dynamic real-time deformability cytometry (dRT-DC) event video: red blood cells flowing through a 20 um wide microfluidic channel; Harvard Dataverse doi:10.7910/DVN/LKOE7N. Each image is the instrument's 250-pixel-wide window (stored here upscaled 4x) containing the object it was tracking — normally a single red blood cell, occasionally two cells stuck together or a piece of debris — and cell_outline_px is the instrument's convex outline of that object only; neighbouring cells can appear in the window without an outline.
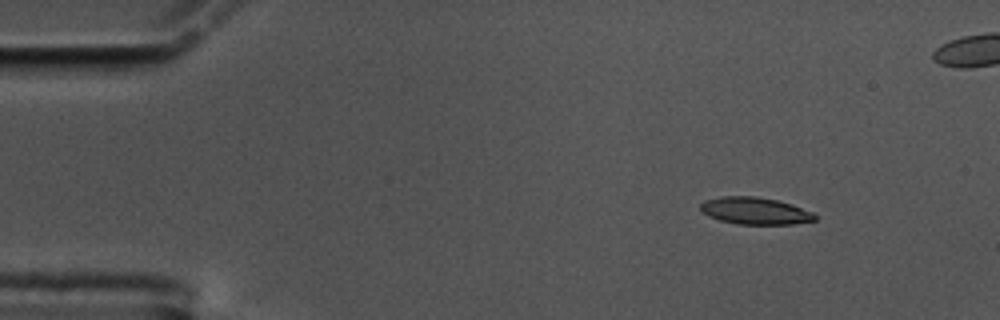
{"species": "common noctule bat (a hibernating species)", "species_latin": "Nyctalus noctula", "temperature_condition": "cold", "stored_images_in_passage": 59, "camera_frame_rate_fps": 3000, "um_per_image_px": 0.085, "animal": {"sex": "male", "body_mass_g": 17.5, "forearm_length_mm": 52.3}, "frame": {"image": 1, "passage_image": 7, "time_ms": 2.0, "image_size_px": [1000, 320], "cell_outline_px": [[816, 220], [792, 224], [736, 224], [720, 220], [708, 216], [700, 208], [700, 204], [704, 200], [720, 196], [756, 196], [776, 200], [792, 204], [812, 212], [816, 216]], "centroid_in_image_um": [64.16, 17.91], "position_along_channel_um": 20.8, "area_um2": 18.03}}
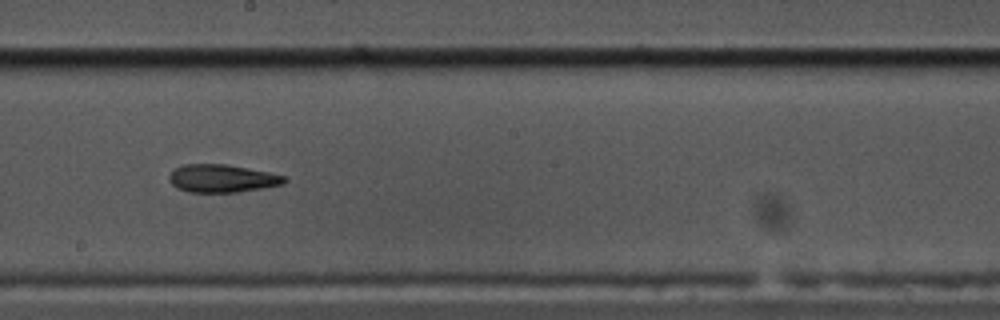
{"frame": {"image": 2, "passage_image": 32, "time_ms": 10.333, "image_size_px": [1000, 320], "cell_outline_px": [[288, 180], [284, 184], [264, 188], [236, 192], [188, 192], [176, 188], [168, 180], [168, 176], [176, 168], [184, 164], [228, 164], [268, 172], [284, 176]], "centroid_in_image_um": [18.87, 15.17], "position_along_channel_um": 229.3, "area_um2": 18.79}}
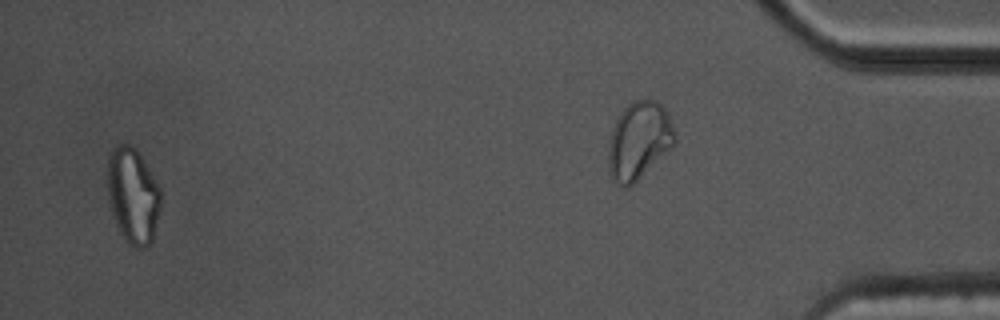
{"frame": {"image": 3, "passage_image": 56, "time_ms": 18.333, "image_size_px": [1000, 320], "cell_outline_px": [[160, 208], [152, 240], [144, 248], [136, 248], [120, 232], [116, 224], [108, 200], [108, 152], [116, 144], [128, 144], [136, 148], [140, 152], [160, 188]], "centroid_in_image_um": [11.29, 16.55], "position_along_channel_um": 423.9, "area_um2": 29.59}, "authors_computed_cell_mechanics": {"area_um2": 19.2474, "velocity_mm_per_s": 3.4847, "shape_relaxation_time_tau1_ms": 8.9049, "shape_relaxation_time_tau2_ms": 4.6106, "deformation_change_tau1": 0.2198, "deformation_change_tau2": 0.132}}